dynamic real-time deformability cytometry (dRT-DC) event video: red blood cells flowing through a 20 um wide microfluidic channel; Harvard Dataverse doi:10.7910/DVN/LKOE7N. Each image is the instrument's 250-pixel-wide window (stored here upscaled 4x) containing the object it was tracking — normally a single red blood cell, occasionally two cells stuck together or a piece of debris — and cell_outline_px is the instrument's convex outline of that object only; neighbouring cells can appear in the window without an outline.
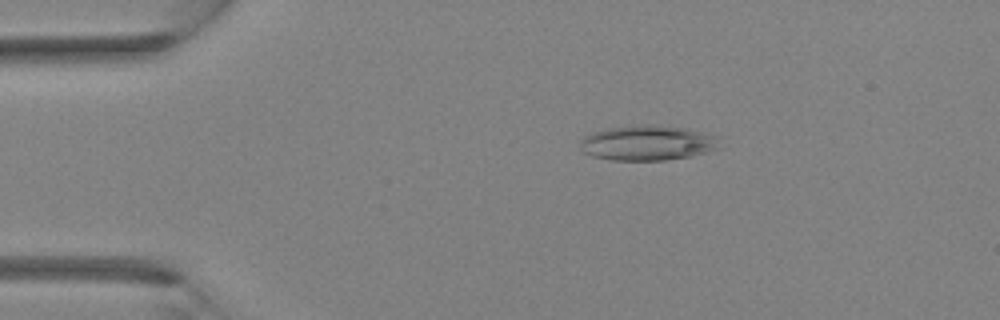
{"species": "Egyptian fruit bat (a non-hibernating species)", "species_latin": "Rousettus aegyptiacus", "temperature_condition": "room temperature", "stored_images_in_passage": 3, "camera_frame_rate_fps": 3000, "um_per_image_px": 0.085, "animal": {"sex": "female"}, "frame": {"image": 1, "passage_image": 1, "time_ms": 0.0, "image_size_px": [1000, 320], "cell_outline_px": [[720, 148], [692, 156], [664, 160], [612, 160], [592, 156], [584, 152], [580, 148], [580, 140], [584, 136], [592, 132], [604, 128], [644, 124], [648, 124], [684, 128], [716, 136]], "centroid_in_image_um": [54.99, 12.15], "position_along_channel_um": 30.0, "area_um2": 28.5}}